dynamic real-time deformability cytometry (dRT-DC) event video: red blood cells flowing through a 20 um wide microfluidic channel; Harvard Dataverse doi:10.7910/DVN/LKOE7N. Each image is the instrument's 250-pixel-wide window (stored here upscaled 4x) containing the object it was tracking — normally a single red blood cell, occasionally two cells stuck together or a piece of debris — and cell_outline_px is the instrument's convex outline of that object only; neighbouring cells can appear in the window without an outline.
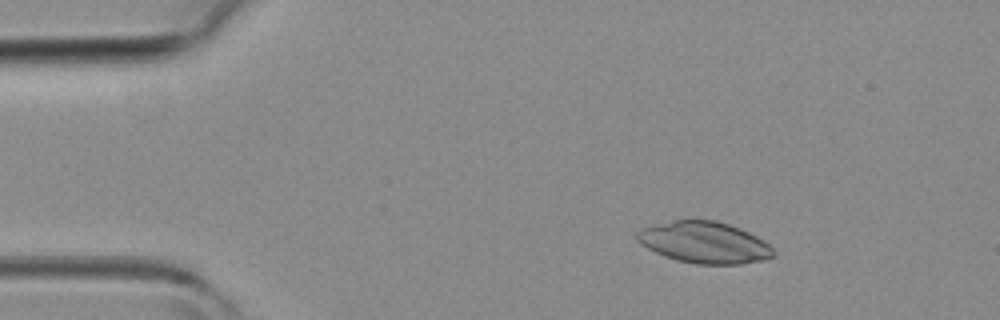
{"species": "common noctule bat (a hibernating species)", "species_latin": "Nyctalus noctula", "temperature_condition": "room temperature", "stored_images_in_passage": 13, "camera_frame_rate_fps": 3000, "um_per_image_px": 0.085, "animal": {"sex": "female", "body_mass_g": 19.3, "forearm_length_mm": 54.1}, "frame": {"image": 1, "passage_image": 7, "time_ms": 2.0, "image_size_px": [1000, 320], "cell_outline_px": [[776, 256], [764, 260], [740, 264], [696, 264], [676, 260], [664, 256], [640, 244], [636, 240], [636, 232], [640, 228], [672, 220], [716, 220], [740, 228], [764, 240], [776, 252]], "centroid_in_image_um": [59.87, 20.61], "position_along_channel_um": 25.1, "area_um2": 33.18}}